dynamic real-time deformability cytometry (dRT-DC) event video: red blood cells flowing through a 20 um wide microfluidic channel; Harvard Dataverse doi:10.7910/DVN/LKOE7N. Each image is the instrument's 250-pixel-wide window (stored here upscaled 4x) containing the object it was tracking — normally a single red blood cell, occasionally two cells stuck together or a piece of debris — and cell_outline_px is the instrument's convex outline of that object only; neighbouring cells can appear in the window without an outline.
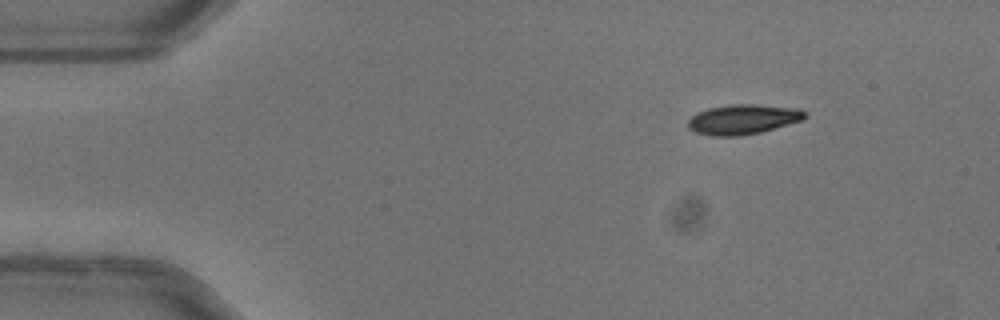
{"species": "common noctule bat (a hibernating species)", "species_latin": "Nyctalus noctula", "temperature_condition": "warm", "stored_images_in_passage": 45, "camera_frame_rate_fps": 3000, "um_per_image_px": 0.085, "animal": {"sex": "female"}, "frame": {"image": 1, "passage_image": 1, "time_ms": 0.0, "image_size_px": [1000, 320], "cell_outline_px": [[808, 116], [804, 120], [760, 132], [740, 136], [712, 136], [696, 132], [688, 128], [688, 120], [696, 112], [708, 108], [732, 104], [752, 104], [800, 108], [808, 112]], "centroid_in_image_um": [63.19, 10.14], "position_along_channel_um": 21.8, "area_um2": 20.58}}
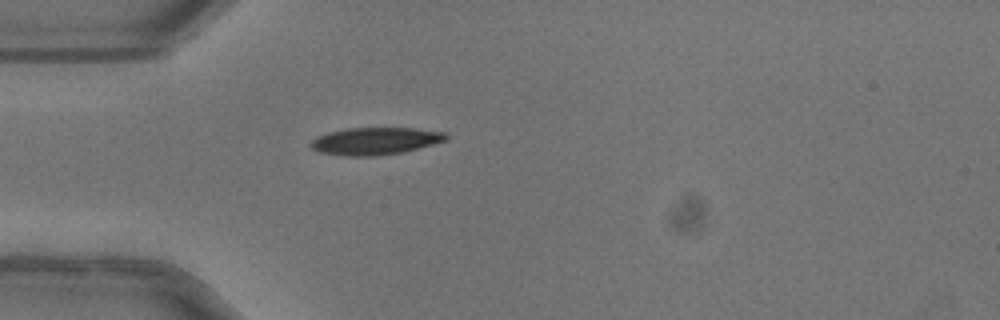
{"frame": {"image": 2, "passage_image": 9, "time_ms": 2.667, "image_size_px": [1000, 320], "cell_outline_px": [[448, 140], [404, 152], [376, 156], [344, 156], [316, 152], [308, 144], [316, 136], [328, 132], [348, 128], [412, 128], [444, 132], [448, 136]], "centroid_in_image_um": [31.85, 12.0], "position_along_channel_um": 53.1, "area_um2": 21.73}}
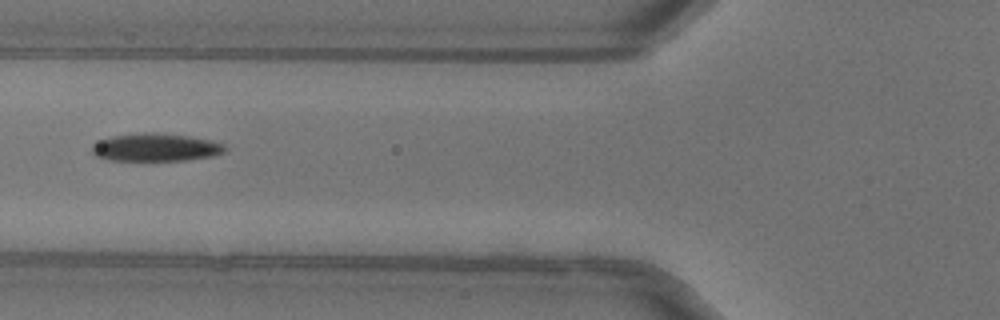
{"frame": {"image": 3, "passage_image": 14, "time_ms": 4.333, "image_size_px": [1000, 320], "cell_outline_px": [[224, 152], [212, 156], [188, 160], [108, 160], [96, 156], [92, 152], [92, 144], [100, 140], [112, 136], [144, 132], [156, 132], [188, 136], [212, 140], [224, 144]], "centroid_in_image_um": [13.22, 12.52], "position_along_channel_um": 112.6, "area_um2": 21.56}, "authors_computed_cell_mechanics": {"area_um2": 21.3282, "velocity_mm_per_s": 4.0513, "shape_relaxation_time_tau1_ms": 5.4887, "shape_relaxation_time_tau2_ms": null, "deformation_change_tau1": 0.1562, "deformation_change_tau2": null}}